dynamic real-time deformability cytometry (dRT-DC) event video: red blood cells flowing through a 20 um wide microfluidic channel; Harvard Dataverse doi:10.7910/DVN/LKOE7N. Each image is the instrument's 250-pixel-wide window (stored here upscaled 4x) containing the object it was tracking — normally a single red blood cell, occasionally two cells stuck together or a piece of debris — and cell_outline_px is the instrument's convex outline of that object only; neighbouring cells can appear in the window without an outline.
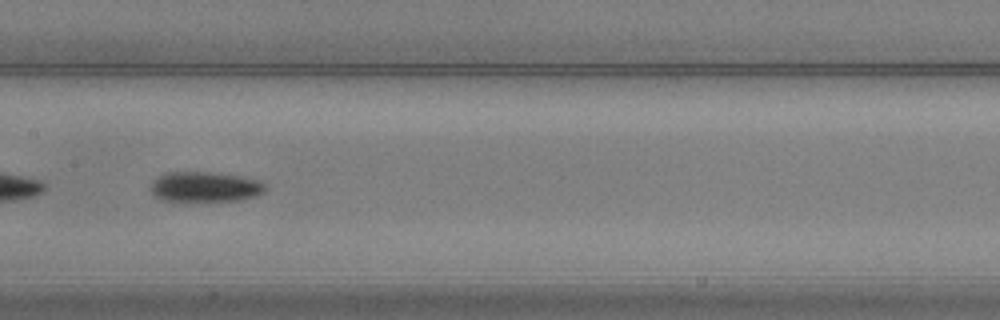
{"species": "common noctule bat (a hibernating species)", "species_latin": "Nyctalus noctula", "temperature_condition": "warm", "stored_images_in_passage": 33, "camera_frame_rate_fps": 3000, "um_per_image_px": 0.085, "animal": {"sex": "male", "body_mass_g": 20.5, "forearm_length_mm": 52.5}, "frame": {"image": 1, "passage_image": 18, "time_ms": 5.667, "image_size_px": [1000, 320], "cell_outline_px": [[264, 192], [256, 196], [236, 200], [160, 200], [152, 192], [152, 184], [164, 172], [212, 172], [240, 176], [256, 180], [264, 184]], "centroid_in_image_um": [17.43, 15.87], "position_along_channel_um": 190.0, "area_um2": 19.59}}
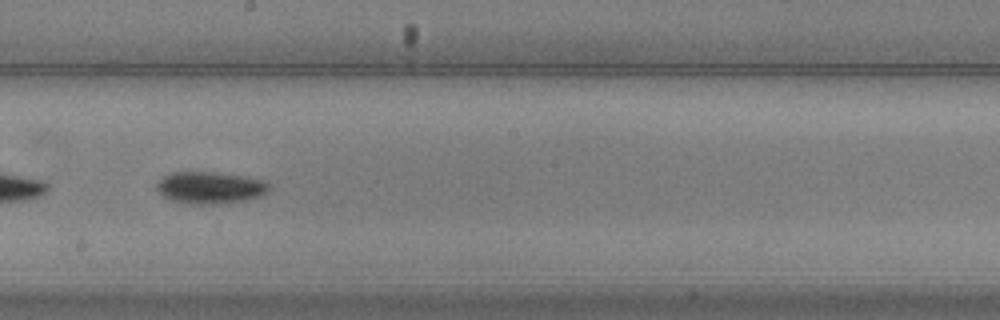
{"frame": {"image": 2, "passage_image": 21, "time_ms": 6.667, "image_size_px": [1000, 320], "cell_outline_px": [[268, 192], [260, 196], [248, 200], [228, 204], [188, 204], [168, 200], [156, 188], [156, 184], [164, 176], [172, 172], [216, 172], [248, 176], [264, 180], [268, 184]], "centroid_in_image_um": [17.88, 15.96], "position_along_channel_um": 230.3, "area_um2": 21.33}}
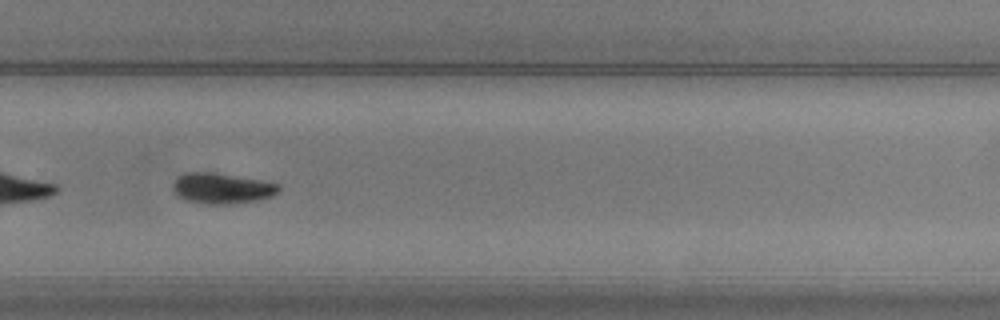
{"frame": {"image": 3, "passage_image": 27, "time_ms": 8.667, "image_size_px": [1000, 320], "cell_outline_px": [[280, 188], [272, 196], [256, 200], [232, 204], [208, 204], [184, 200], [172, 188], [172, 184], [184, 172], [212, 172], [260, 180], [280, 184]], "centroid_in_image_um": [18.85, 16.01], "position_along_channel_um": 310.9, "area_um2": 18.67}, "authors_computed_cell_mechanics": {"area_um2": 19.9988, "velocity_mm_per_s": 4.049, "shape_relaxation_time_tau1_ms": 2.0777, "shape_relaxation_time_tau2_ms": null, "deformation_change_tau1": 0.132, "deformation_change_tau2": null}}